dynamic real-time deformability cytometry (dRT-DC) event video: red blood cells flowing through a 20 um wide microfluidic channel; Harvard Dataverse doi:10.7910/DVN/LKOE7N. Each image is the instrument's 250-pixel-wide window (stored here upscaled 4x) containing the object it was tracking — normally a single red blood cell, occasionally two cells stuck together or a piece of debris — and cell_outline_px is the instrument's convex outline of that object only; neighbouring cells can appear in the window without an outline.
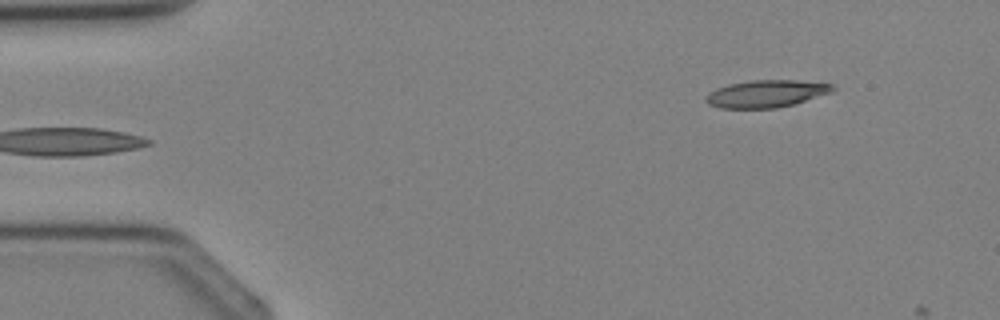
{"species": "Egyptian fruit bat (a non-hibernating species)", "species_latin": "Rousettus aegyptiacus", "temperature_condition": "cold", "stored_images_in_passage": 2, "camera_frame_rate_fps": 3000, "um_per_image_px": 0.085, "animal": {"sex": "female"}, "frame": {"image": 1, "passage_image": 2, "time_ms": 1.333, "image_size_px": [1000, 320], "cell_outline_px": [[836, 88], [832, 92], [792, 104], [776, 108], [720, 108], [708, 104], [704, 100], [704, 96], [708, 92], [716, 88], [728, 84], [752, 80], [796, 80], [832, 84]], "centroid_in_image_um": [65.07, 7.96], "position_along_channel_um": 19.9, "area_um2": 20.17}}